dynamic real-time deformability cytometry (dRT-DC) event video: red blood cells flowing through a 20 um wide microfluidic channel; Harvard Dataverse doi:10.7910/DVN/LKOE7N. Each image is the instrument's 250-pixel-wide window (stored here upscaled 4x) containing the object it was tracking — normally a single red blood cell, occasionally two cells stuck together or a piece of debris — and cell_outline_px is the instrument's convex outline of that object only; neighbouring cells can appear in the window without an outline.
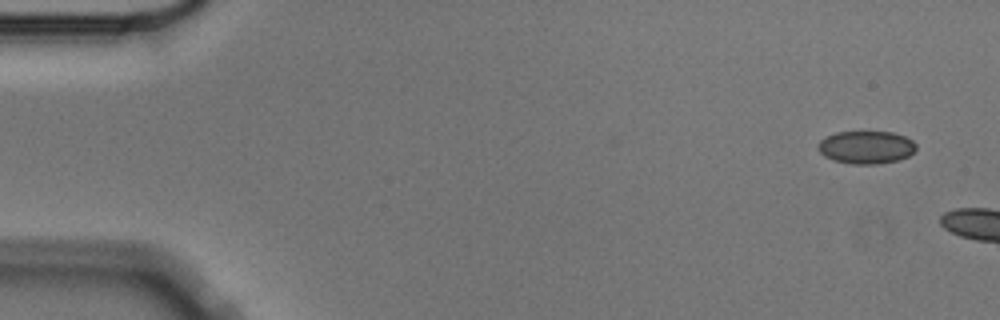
{"species": "Egyptian fruit bat (a non-hibernating species)", "species_latin": "Rousettus aegyptiacus", "temperature_condition": "cold", "stored_images_in_passage": 2, "camera_frame_rate_fps": 3000, "um_per_image_px": 0.085, "animal": {"sex": "male"}, "frame": {"image": 1, "passage_image": 1, "time_ms": 0.0, "image_size_px": [1000, 320], "cell_outline_px": [[916, 148], [908, 156], [896, 160], [876, 164], [852, 164], [832, 160], [824, 156], [816, 148], [820, 140], [836, 132], [892, 132], [904, 136], [912, 140], [916, 144]], "centroid_in_image_um": [73.59, 12.52], "position_along_channel_um": 11.4, "area_um2": 18.67}}